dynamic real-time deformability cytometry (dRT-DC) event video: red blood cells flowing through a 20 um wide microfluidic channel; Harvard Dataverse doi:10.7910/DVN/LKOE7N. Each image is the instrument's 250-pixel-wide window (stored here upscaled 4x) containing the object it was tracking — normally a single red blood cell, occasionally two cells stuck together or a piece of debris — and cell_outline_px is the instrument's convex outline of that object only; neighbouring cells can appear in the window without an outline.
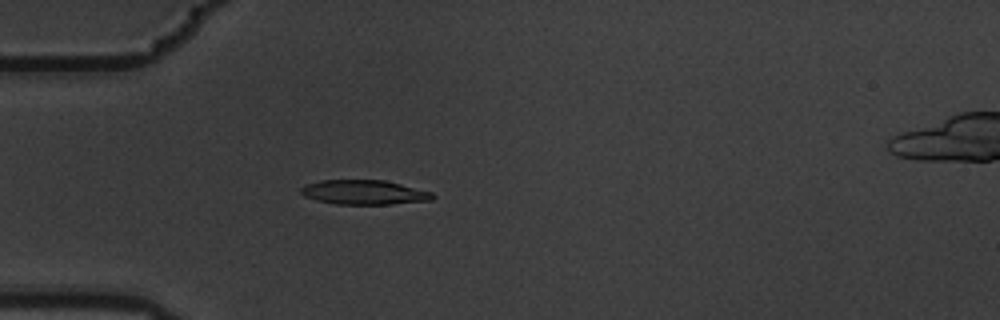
{"species": "common noctule bat (a hibernating species)", "species_latin": "Nyctalus noctula", "temperature_condition": "warm", "stored_images_in_passage": 5, "camera_frame_rate_fps": 3000, "um_per_image_px": 0.085, "animal": {"sex": "male", "body_mass_g": 19.5, "forearm_length_mm": 54.6}, "frame": {"image": 1, "passage_image": 4, "time_ms": 1.0, "image_size_px": [1000, 320], "cell_outline_px": [[436, 196], [432, 200], [392, 204], [336, 204], [316, 200], [304, 196], [300, 192], [300, 188], [308, 184], [320, 180], [384, 180], [432, 192]], "centroid_in_image_um": [30.95, 16.35], "position_along_channel_um": 54.0, "area_um2": 18.73}}